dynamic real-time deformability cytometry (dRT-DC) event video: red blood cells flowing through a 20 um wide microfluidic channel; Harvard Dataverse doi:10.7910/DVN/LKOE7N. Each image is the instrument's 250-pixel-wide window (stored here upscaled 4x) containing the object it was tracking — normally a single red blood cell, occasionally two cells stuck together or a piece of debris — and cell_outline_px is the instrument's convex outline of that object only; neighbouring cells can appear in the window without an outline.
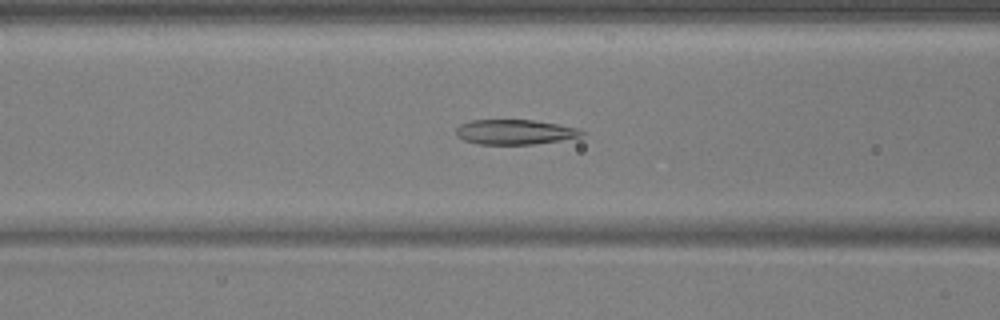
{"species": "common noctule bat (a hibernating species)", "species_latin": "Nyctalus noctula", "temperature_condition": "warm", "stored_images_in_passage": 41, "camera_frame_rate_fps": 3000, "um_per_image_px": 0.085, "animal": {"sex": "male", "body_mass_g": 17.9, "forearm_length_mm": 54.2}, "frame": {"image": 1, "passage_image": 19, "time_ms": 6.0, "image_size_px": [1000, 320], "cell_outline_px": [[584, 136], [536, 144], [480, 144], [464, 140], [456, 136], [456, 128], [460, 124], [472, 120], [532, 120], [556, 124], [576, 128], [584, 132]], "centroid_in_image_um": [43.74, 11.22], "position_along_channel_um": 122.9, "area_um2": 18.09}}
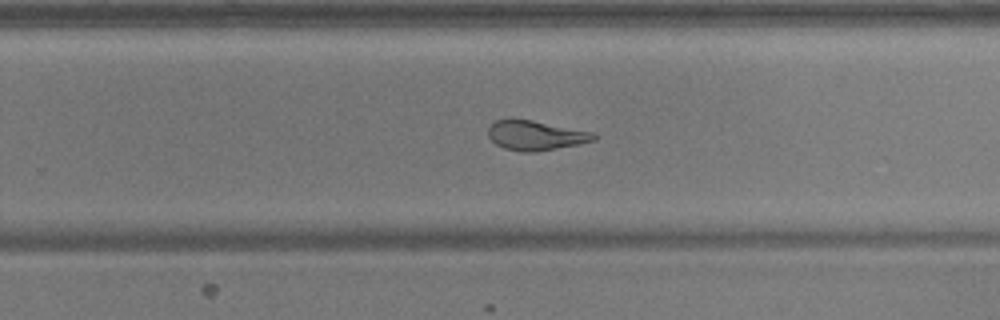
{"frame": {"image": 2, "passage_image": 32, "time_ms": 10.333, "image_size_px": [1000, 320], "cell_outline_px": [[596, 140], [580, 144], [536, 152], [520, 152], [504, 148], [496, 144], [488, 136], [488, 128], [496, 120], [532, 120], [592, 132], [596, 136]], "centroid_in_image_um": [45.54, 11.53], "position_along_channel_um": 284.3, "area_um2": 18.03}}
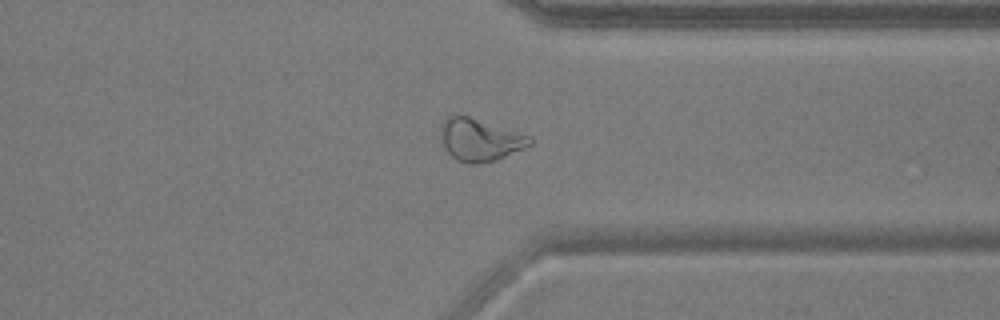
{"frame": {"image": 3, "passage_image": 39, "time_ms": 12.667, "image_size_px": [1000, 320], "cell_outline_px": [[532, 144], [524, 148], [496, 160], [480, 164], [468, 164], [456, 160], [448, 152], [444, 144], [440, 132], [440, 124], [448, 116], [468, 116], [532, 136]], "centroid_in_image_um": [40.8, 11.89], "position_along_channel_um": 370.6, "area_um2": 21.91}}